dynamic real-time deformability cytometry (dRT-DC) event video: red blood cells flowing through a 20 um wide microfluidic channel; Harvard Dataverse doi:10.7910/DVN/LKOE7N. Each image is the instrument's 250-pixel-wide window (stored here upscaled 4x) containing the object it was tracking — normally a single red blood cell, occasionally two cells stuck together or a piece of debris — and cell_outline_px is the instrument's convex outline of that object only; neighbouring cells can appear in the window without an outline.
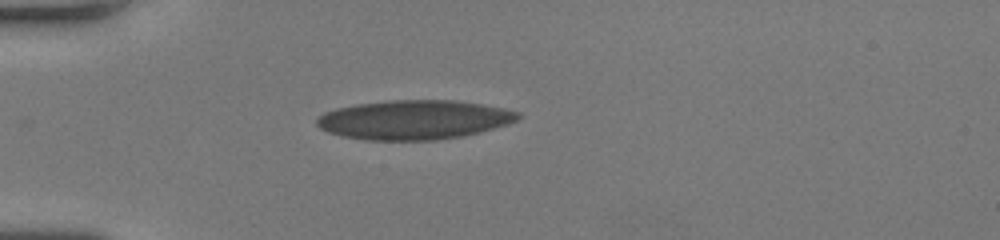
{"species": "human", "species_latin": "Homo sapiens", "temperature_condition": "room temperature", "stored_images_in_passage": 38, "camera_frame_rate_fps": 3000, "um_per_image_px": 0.085, "donor": {"sex": "female"}, "frame": {"image": 1, "passage_image": 1, "time_ms": 0.0, "image_size_px": [1000, 240], "cell_outline_px": [[520, 116], [516, 120], [508, 124], [480, 132], [460, 136], [436, 140], [364, 140], [344, 136], [328, 132], [320, 128], [316, 124], [316, 120], [324, 112], [336, 108], [356, 104], [392, 100], [456, 100], [504, 108], [520, 112]], "centroid_in_image_um": [35.19, 10.18], "position_along_channel_um": 49.8, "area_um2": 45.95}}
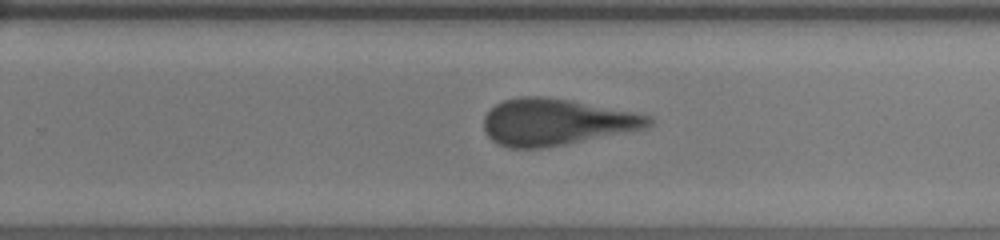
{"frame": {"image": 2, "passage_image": 20, "time_ms": 6.333, "image_size_px": [1000, 240], "cell_outline_px": [[652, 124], [644, 128], [564, 144], [540, 148], [508, 148], [496, 144], [484, 132], [484, 116], [496, 104], [504, 100], [520, 96], [544, 96], [568, 100], [632, 112], [652, 116]], "centroid_in_image_um": [47.19, 10.37], "position_along_channel_um": 282.6, "area_um2": 44.16}}
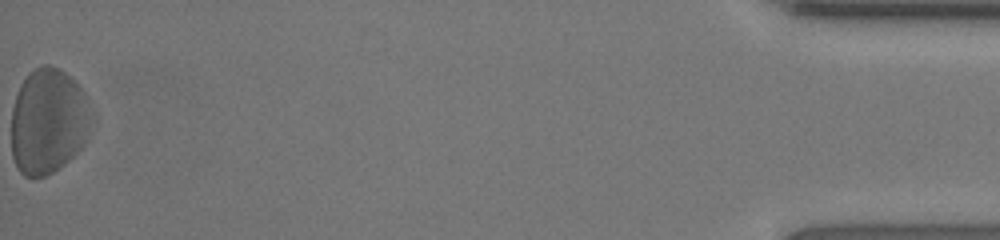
{"frame": {"image": 3, "passage_image": 38, "time_ms": 12.333, "image_size_px": [1000, 240], "cell_outline_px": [[96, 120], [84, 144], [64, 164], [52, 172], [44, 176], [24, 176], [16, 168], [12, 156], [12, 108], [20, 84], [28, 72], [44, 64], [48, 64], [72, 76], [84, 92]], "centroid_in_image_um": [4.13, 10.29], "position_along_channel_um": 431.1, "area_um2": 50.0}, "authors_computed_cell_mechanics": {"area_um2": 45.8643, "velocity_mm_per_s": 4.0301, "shape_relaxation_time_tau1_ms": 4.5074, "shape_relaxation_time_tau2_ms": 1.3998, "deformation_change_tau1": 0.1429, "deformation_change_tau2": 0.112}}